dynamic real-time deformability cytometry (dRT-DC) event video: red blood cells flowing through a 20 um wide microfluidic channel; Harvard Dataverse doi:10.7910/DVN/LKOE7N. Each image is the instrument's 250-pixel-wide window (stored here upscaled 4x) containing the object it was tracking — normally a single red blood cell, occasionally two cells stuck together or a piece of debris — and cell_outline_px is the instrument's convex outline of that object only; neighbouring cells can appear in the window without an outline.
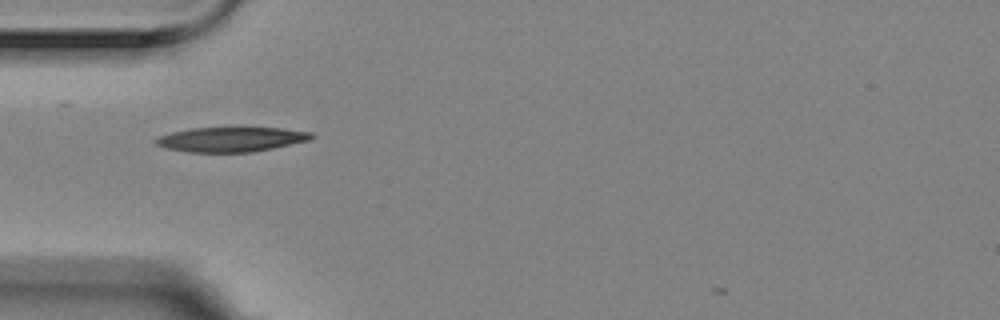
{"species": "Egyptian fruit bat (a non-hibernating species)", "species_latin": "Rousettus aegyptiacus", "temperature_condition": "room temperature", "stored_images_in_passage": 1, "camera_frame_rate_fps": 3000, "um_per_image_px": 0.085, "animal": {"sex": "female"}, "frame": {"image": 1, "passage_image": 1, "time_ms": 0.0, "image_size_px": [1000, 320], "cell_outline_px": [[316, 136], [308, 140], [272, 148], [252, 152], [188, 152], [164, 148], [156, 144], [152, 140], [160, 136], [172, 132], [192, 128], [280, 128], [312, 132]], "centroid_in_image_um": [19.61, 11.85], "position_along_channel_um": 65.4, "area_um2": 22.25}}